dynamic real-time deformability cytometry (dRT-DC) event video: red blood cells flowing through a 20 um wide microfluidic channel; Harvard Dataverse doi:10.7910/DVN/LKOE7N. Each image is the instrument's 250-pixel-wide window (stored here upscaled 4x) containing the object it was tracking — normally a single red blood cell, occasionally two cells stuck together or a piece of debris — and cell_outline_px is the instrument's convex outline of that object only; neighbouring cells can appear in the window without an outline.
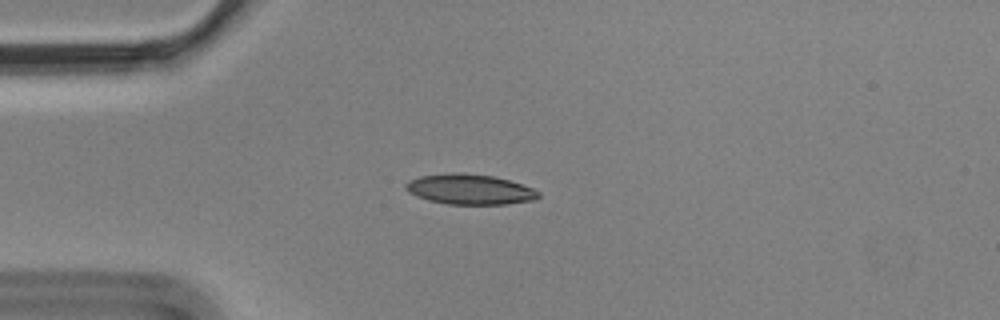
{"species": "Egyptian fruit bat (a non-hibernating species)", "species_latin": "Rousettus aegyptiacus", "temperature_condition": "cold", "stored_images_in_passage": 8, "camera_frame_rate_fps": 3000, "um_per_image_px": 0.085, "animal": {"sex": "male"}, "frame": {"image": 1, "passage_image": 3, "time_ms": 0.667, "image_size_px": [1000, 320], "cell_outline_px": [[540, 196], [536, 200], [508, 204], [448, 204], [428, 200], [416, 196], [408, 192], [404, 188], [404, 184], [408, 180], [420, 176], [448, 172], [464, 172], [492, 176], [508, 180], [532, 188], [540, 192]], "centroid_in_image_um": [39.9, 16.09], "position_along_channel_um": 45.1, "area_um2": 23.64}}
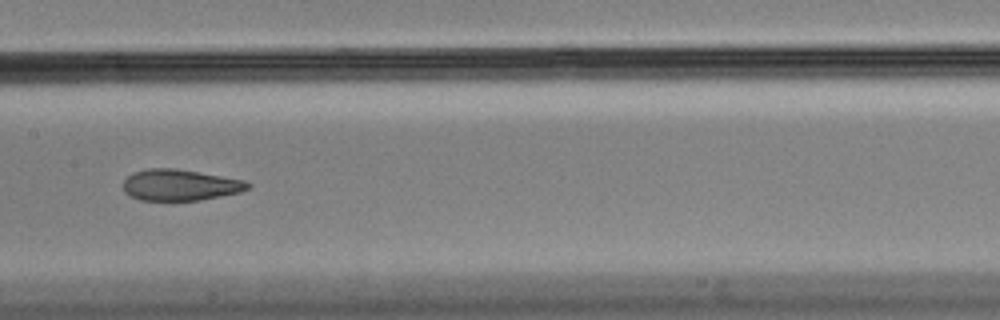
{"frame": {"image": 2, "passage_image": 7, "time_ms": 2.0, "image_size_px": [1000, 320], "cell_outline_px": [[252, 184], [248, 188], [240, 192], [200, 200], [140, 200], [124, 192], [124, 180], [132, 172], [148, 168], [172, 168], [248, 180]], "centroid_in_image_um": [15.32, 15.72], "position_along_channel_um": 192.1, "area_um2": 22.6}}
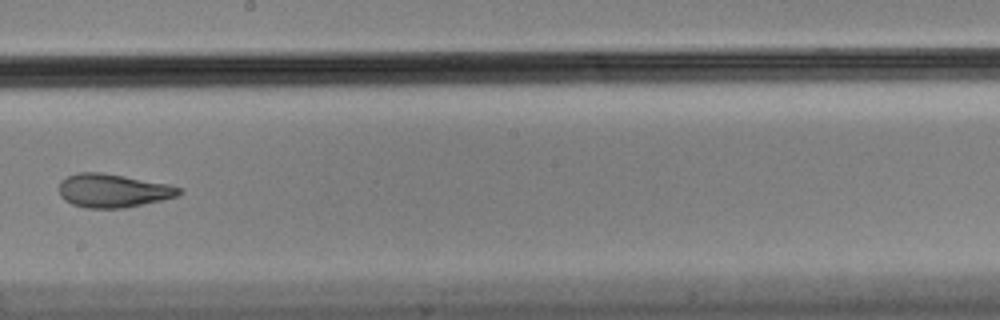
{"frame": {"image": 3, "passage_image": 8, "time_ms": 2.333, "image_size_px": [1000, 320], "cell_outline_px": [[184, 192], [176, 196], [160, 200], [124, 208], [84, 208], [72, 204], [64, 200], [60, 196], [60, 180], [76, 172], [100, 172], [124, 176], [168, 184], [180, 188]], "centroid_in_image_um": [9.57, 16.2], "position_along_channel_um": 238.6, "area_um2": 23.35}}